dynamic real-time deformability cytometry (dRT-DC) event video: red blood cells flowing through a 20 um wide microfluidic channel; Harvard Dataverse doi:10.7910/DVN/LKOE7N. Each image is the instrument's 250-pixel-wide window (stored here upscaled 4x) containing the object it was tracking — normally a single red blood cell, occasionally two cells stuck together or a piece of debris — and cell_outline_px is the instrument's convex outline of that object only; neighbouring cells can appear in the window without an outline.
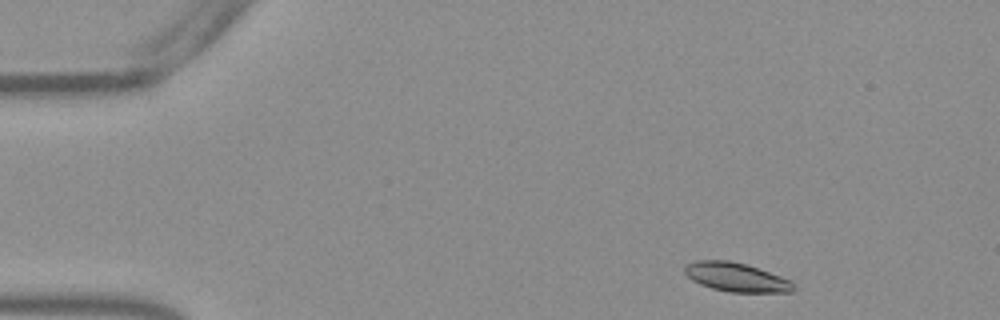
{"species": "Egyptian fruit bat (a non-hibernating species)", "species_latin": "Rousettus aegyptiacus", "temperature_condition": "warm", "stored_images_in_passage": 48, "camera_frame_rate_fps": 3000, "um_per_image_px": 0.085, "frame": {"image": 1, "passage_image": 2, "time_ms": 0.333, "image_size_px": [1000, 320], "cell_outline_px": [[796, 288], [792, 292], [728, 292], [712, 288], [700, 284], [692, 280], [684, 272], [684, 268], [688, 264], [696, 260], [728, 260], [744, 264], [792, 280], [796, 284]], "centroid_in_image_um": [62.6, 23.57], "position_along_channel_um": 22.4, "area_um2": 18.26}}
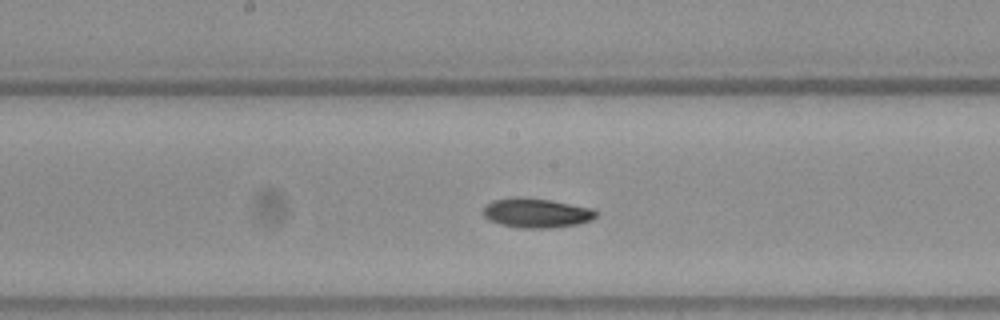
{"frame": {"image": 2, "passage_image": 23, "time_ms": 7.333, "image_size_px": [1000, 320], "cell_outline_px": [[600, 216], [592, 220], [580, 224], [552, 228], [520, 228], [500, 224], [488, 220], [484, 216], [484, 204], [492, 200], [512, 196], [520, 196], [552, 200], [592, 208], [600, 212]], "centroid_in_image_um": [45.63, 18.09], "position_along_channel_um": 202.6, "area_um2": 20.0}}
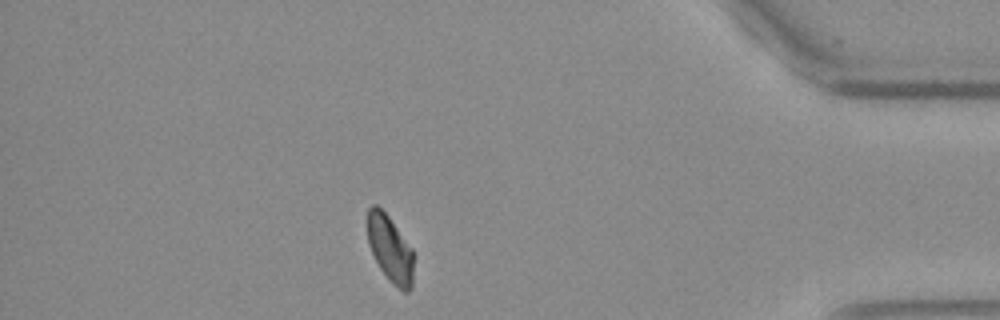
{"frame": {"image": 3, "passage_image": 42, "time_ms": 13.667, "image_size_px": [1000, 320], "cell_outline_px": [[412, 288], [408, 292], [404, 292], [392, 284], [380, 268], [368, 244], [368, 208], [372, 204], [376, 204], [388, 216], [412, 248]], "centroid_in_image_um": [33.15, 21.16], "position_along_channel_um": 402.0, "area_um2": 17.63}, "authors_computed_cell_mechanics": {"area_um2": 18.6983, "velocity_mm_per_s": 3.8054, "shape_relaxation_time_tau1_ms": 3.8169, "shape_relaxation_time_tau2_ms": 5.2084, "deformation_change_tau1": 0.1371, "deformation_change_tau2": 0.0982}}